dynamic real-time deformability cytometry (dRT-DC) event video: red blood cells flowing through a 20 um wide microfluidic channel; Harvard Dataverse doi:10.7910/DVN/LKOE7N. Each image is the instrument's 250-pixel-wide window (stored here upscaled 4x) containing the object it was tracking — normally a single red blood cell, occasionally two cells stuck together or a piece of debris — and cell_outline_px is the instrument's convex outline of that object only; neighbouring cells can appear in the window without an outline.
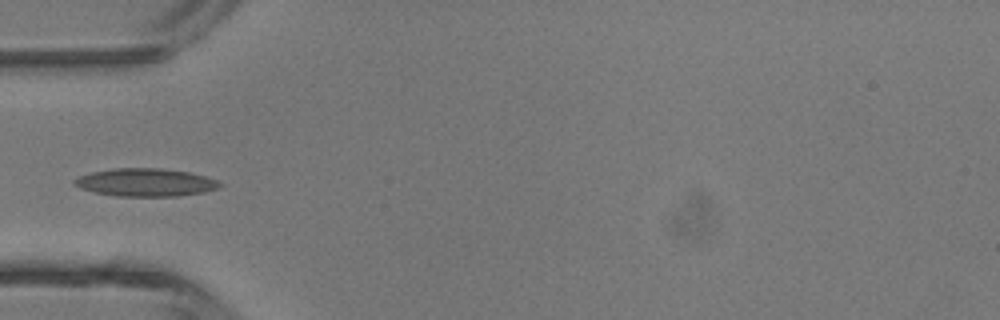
{"species": "common noctule bat (a hibernating species)", "species_latin": "Nyctalus noctula", "temperature_condition": "room temperature", "stored_images_in_passage": 5, "camera_frame_rate_fps": 3000, "um_per_image_px": 0.085, "animal": {"sex": "male", "body_mass_g": 13.3}, "frame": {"image": 1, "passage_image": 5, "time_ms": 4.667, "image_size_px": [1000, 320], "cell_outline_px": [[224, 184], [220, 188], [204, 192], [180, 196], [116, 196], [96, 192], [80, 188], [72, 184], [72, 180], [80, 176], [92, 172], [112, 168], [160, 168], [188, 172], [220, 180]], "centroid_in_image_um": [12.41, 15.5], "position_along_channel_um": 72.6, "area_um2": 23.81}}